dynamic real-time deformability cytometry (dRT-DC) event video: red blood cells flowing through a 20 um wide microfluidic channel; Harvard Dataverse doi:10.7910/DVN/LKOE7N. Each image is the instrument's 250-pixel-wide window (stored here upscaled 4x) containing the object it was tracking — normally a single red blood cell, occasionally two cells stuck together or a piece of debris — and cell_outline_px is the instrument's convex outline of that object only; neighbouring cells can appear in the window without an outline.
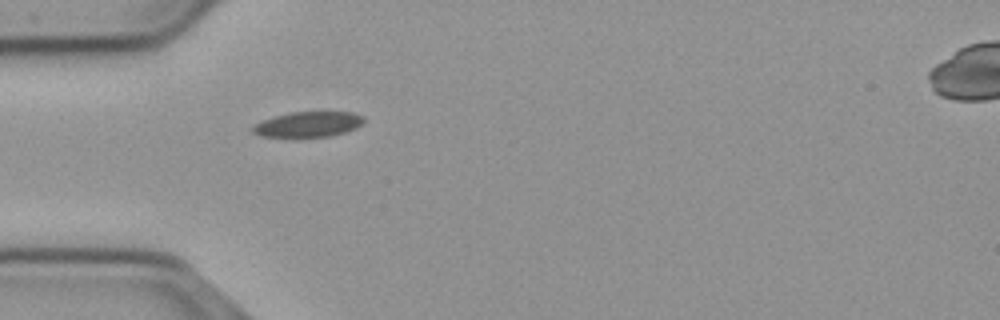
{"species": "common noctule bat (a hibernating species)", "species_latin": "Nyctalus noctula", "temperature_condition": "cold", "stored_images_in_passage": 36, "camera_frame_rate_fps": 3000, "um_per_image_px": 0.085, "animal": {"sex": "male", "body_mass_g": 23.1, "forearm_length_mm": 52.7}, "frame": {"image": 1, "passage_image": 1, "time_ms": 0.0, "image_size_px": [1000, 320], "cell_outline_px": [[364, 120], [356, 128], [332, 136], [260, 136], [252, 132], [252, 128], [260, 120], [288, 112], [324, 108], [352, 112], [364, 116]], "centroid_in_image_um": [26.24, 10.49], "position_along_channel_um": 58.8, "area_um2": 17.17}}
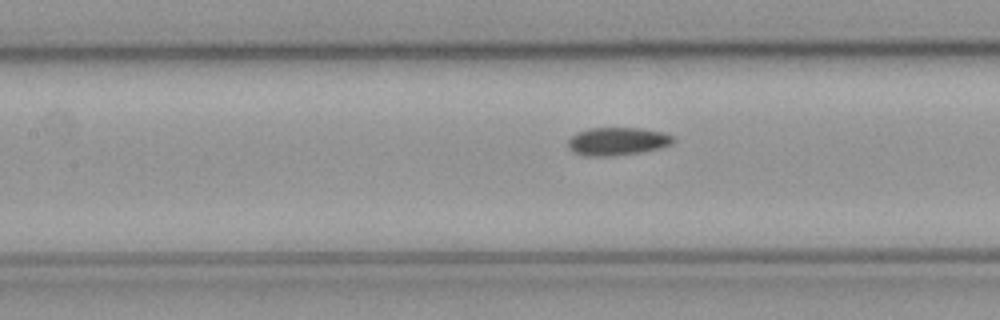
{"frame": {"image": 2, "passage_image": 9, "time_ms": 2.667, "image_size_px": [1000, 320], "cell_outline_px": [[676, 140], [672, 144], [640, 152], [612, 156], [584, 156], [568, 148], [568, 140], [576, 132], [588, 128], [640, 128], [664, 132], [672, 136]], "centroid_in_image_um": [52.46, 12.0], "position_along_channel_um": 154.9, "area_um2": 17.11}}
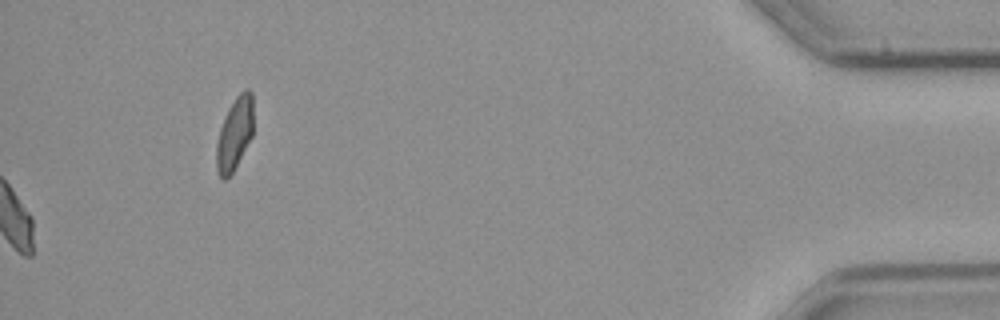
{"frame": {"image": 3, "passage_image": 36, "time_ms": 11.667, "image_size_px": [1000, 320], "cell_outline_px": [[252, 136], [232, 172], [224, 180], [220, 176], [216, 168], [216, 144], [220, 128], [228, 108], [236, 96], [244, 88], [248, 88], [252, 92]], "centroid_in_image_um": [19.93, 11.33], "position_along_channel_um": 415.3, "area_um2": 15.43}}